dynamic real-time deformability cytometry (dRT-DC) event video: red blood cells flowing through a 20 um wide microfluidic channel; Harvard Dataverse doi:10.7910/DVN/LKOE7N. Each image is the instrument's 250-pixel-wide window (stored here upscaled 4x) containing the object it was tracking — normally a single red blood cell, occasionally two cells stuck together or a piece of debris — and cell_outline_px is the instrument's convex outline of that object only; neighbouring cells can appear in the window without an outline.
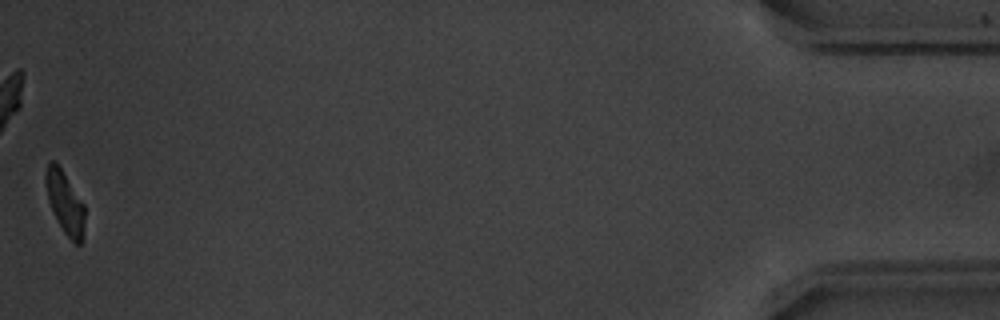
{"species": "common noctule bat (a hibernating species)", "species_latin": "Nyctalus noctula", "temperature_condition": "warm", "stored_images_in_passage": 39, "camera_frame_rate_fps": 3000, "um_per_image_px": 0.085, "animal": {"sex": "male", "body_mass_g": 20.1, "forearm_length_mm": 53.5}, "frame": {"image": 1, "passage_image": 39, "time_ms": 12.667, "image_size_px": [1000, 320], "cell_outline_px": [[84, 240], [80, 244], [76, 244], [64, 232], [52, 212], [48, 200], [44, 180], [44, 176], [48, 164], [52, 160], [60, 168], [84, 204]], "centroid_in_image_um": [5.52, 17.26], "position_along_channel_um": 429.7, "area_um2": 14.05}, "authors_computed_cell_mechanics": {"area_um2": 15.8372, "velocity_mm_per_s": 3.7957, "shape_relaxation_time_tau1_ms": 3.0185, "shape_relaxation_time_tau2_ms": 4.6207, "deformation_change_tau1": 0.1619, "deformation_change_tau2": 0.1065}}